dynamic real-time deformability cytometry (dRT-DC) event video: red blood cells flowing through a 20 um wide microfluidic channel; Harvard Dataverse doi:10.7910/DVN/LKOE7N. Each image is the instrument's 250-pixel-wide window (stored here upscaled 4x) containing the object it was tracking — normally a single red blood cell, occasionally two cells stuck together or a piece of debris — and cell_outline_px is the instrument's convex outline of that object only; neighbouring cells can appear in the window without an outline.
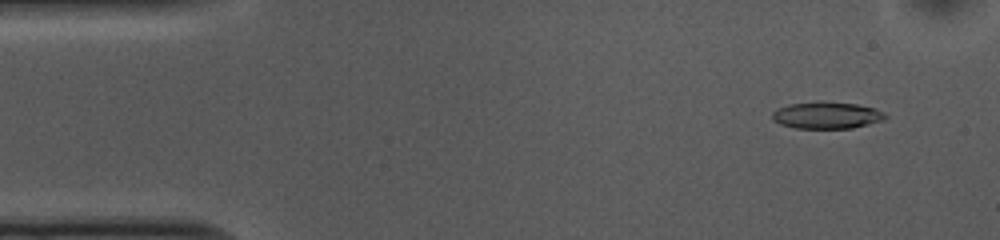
{"species": "common noctule bat (a hibernating species)", "species_latin": "Nyctalus noctula", "temperature_condition": "cold", "stored_images_in_passage": 52, "camera_frame_rate_fps": 3000, "um_per_image_px": 0.085, "animal": {"sex": "female", "body_mass_g": 10.0, "forearm_length_mm": 53.1}, "frame": {"image": 1, "passage_image": 4, "time_ms": 1.0, "image_size_px": [1000, 240], "cell_outline_px": [[888, 116], [884, 120], [852, 128], [792, 128], [780, 124], [772, 120], [772, 112], [788, 104], [856, 104], [872, 108], [884, 112]], "centroid_in_image_um": [70.27, 9.85], "position_along_channel_um": 14.7, "area_um2": 16.88}}
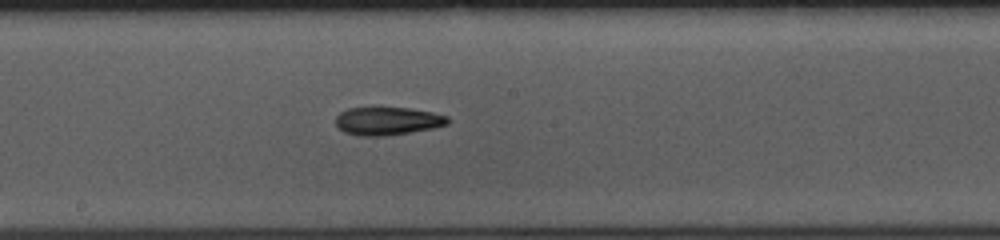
{"frame": {"image": 2, "passage_image": 27, "time_ms": 8.667, "image_size_px": [1000, 240], "cell_outline_px": [[452, 120], [448, 124], [432, 128], [384, 136], [360, 136], [344, 132], [336, 124], [336, 116], [340, 112], [348, 108], [376, 104], [408, 108], [432, 112], [448, 116]], "centroid_in_image_um": [32.91, 10.23], "position_along_channel_um": 215.3, "area_um2": 19.07}}
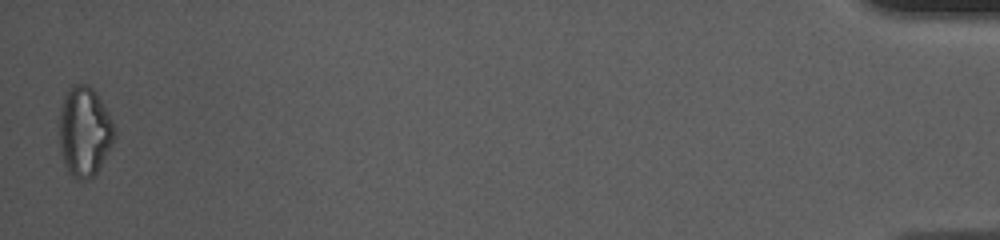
{"frame": {"image": 3, "passage_image": 52, "time_ms": 17.0, "image_size_px": [1000, 240], "cell_outline_px": [[116, 136], [112, 144], [96, 172], [88, 180], [80, 180], [72, 176], [68, 172], [64, 164], [60, 148], [60, 108], [64, 96], [72, 84], [88, 84], [96, 92], [108, 112], [116, 128]], "centroid_in_image_um": [7.18, 11.17], "position_along_channel_um": 428.0, "area_um2": 28.84}, "authors_computed_cell_mechanics": {"area_um2": 18.6983, "velocity_mm_per_s": 3.7196, "shape_relaxation_time_tau1_ms": 5.4686, "shape_relaxation_time_tau2_ms": 9.1821, "deformation_change_tau1": 0.1636, "deformation_change_tau2": 0.2169}}